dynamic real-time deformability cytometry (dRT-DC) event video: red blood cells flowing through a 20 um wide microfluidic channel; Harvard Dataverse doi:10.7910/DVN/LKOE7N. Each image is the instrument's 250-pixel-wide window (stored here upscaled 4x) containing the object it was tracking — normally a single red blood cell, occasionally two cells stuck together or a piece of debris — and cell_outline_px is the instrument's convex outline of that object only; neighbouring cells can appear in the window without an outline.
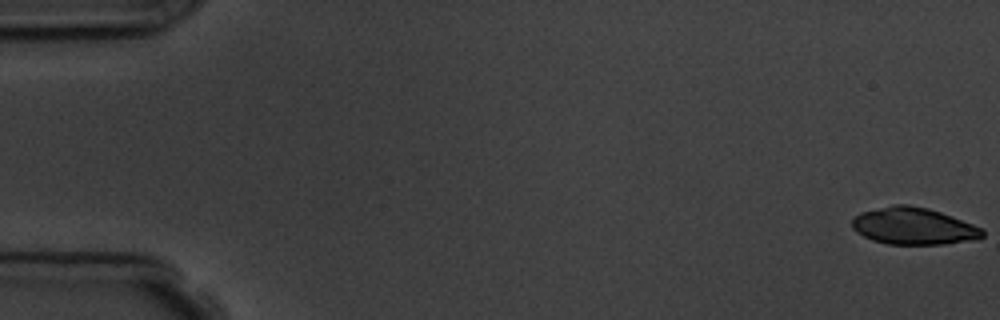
{"species": "common noctule bat (a hibernating species)", "species_latin": "Nyctalus noctula", "temperature_condition": "room temperature", "stored_images_in_passage": 8, "camera_frame_rate_fps": 3000, "um_per_image_px": 0.085, "animal": {"sex": "male", "body_mass_g": 19.5, "forearm_length_mm": 54.6}, "frame": {"image": 1, "passage_image": 1, "time_ms": 0.0, "image_size_px": [1000, 320], "cell_outline_px": [[984, 236], [976, 240], [944, 244], [888, 244], [872, 240], [856, 232], [852, 228], [852, 220], [860, 212], [892, 204], [908, 204], [928, 208], [952, 216], [984, 228]], "centroid_in_image_um": [77.67, 19.22], "position_along_channel_um": 7.3, "area_um2": 28.32}}